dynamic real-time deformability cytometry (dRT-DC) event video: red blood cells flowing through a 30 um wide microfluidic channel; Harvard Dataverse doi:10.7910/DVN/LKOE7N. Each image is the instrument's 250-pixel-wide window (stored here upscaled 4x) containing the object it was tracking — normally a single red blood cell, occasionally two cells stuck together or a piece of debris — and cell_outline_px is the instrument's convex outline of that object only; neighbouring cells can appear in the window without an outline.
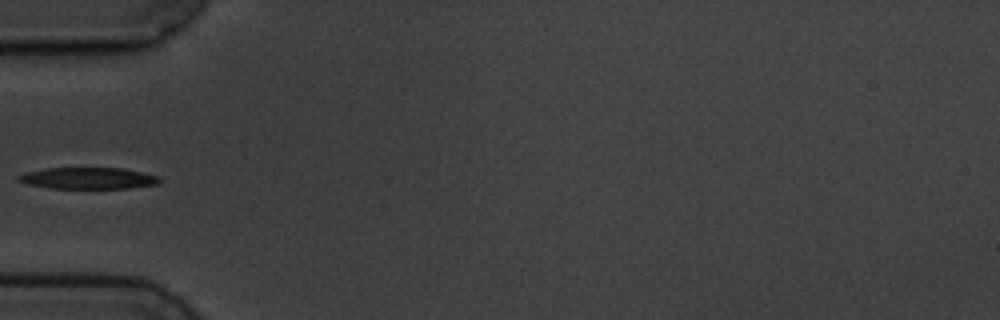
{"species": "common noctule bat (a hibernating species)", "species_latin": "Nyctalus noctula", "temperature_condition": "cold", "stored_images_in_passage": 5, "segment_of_instrument_passage": [2, 2], "camera_frame_rate_fps": 3000, "um_per_image_px": 0.085, "animal": {"sex": "male", "body_mass_g": 19.5, "forearm_length_mm": 54.6}, "frame": {"image": 1, "passage_image": 5, "time_ms": 5.333, "image_size_px": [1000, 320], "cell_outline_px": [[160, 180], [156, 184], [128, 188], [52, 188], [28, 184], [20, 180], [16, 176], [24, 172], [48, 168], [124, 168], [160, 176]], "centroid_in_image_um": [7.51, 15.14], "position_along_channel_um": 77.5, "area_um2": 17.51}}